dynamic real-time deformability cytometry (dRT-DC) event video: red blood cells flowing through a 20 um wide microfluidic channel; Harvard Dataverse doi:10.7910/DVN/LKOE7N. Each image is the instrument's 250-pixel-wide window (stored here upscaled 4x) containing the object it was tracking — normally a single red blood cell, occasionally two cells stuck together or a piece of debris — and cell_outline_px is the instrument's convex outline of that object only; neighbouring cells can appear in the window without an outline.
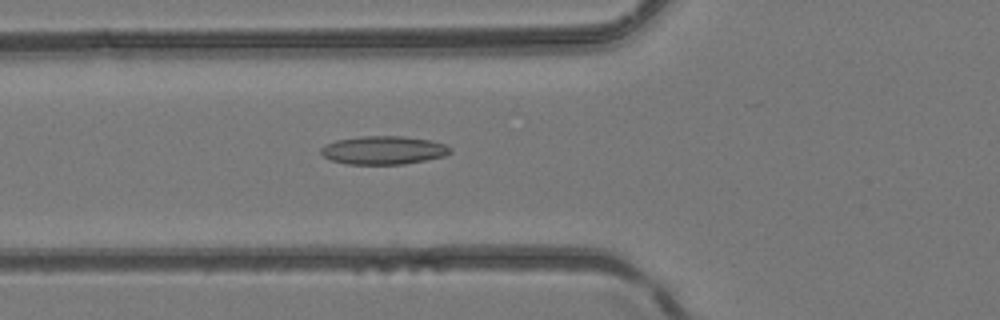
{"species": "common noctule bat (a hibernating species)", "species_latin": "Nyctalus noctula", "temperature_condition": "room temperature", "stored_images_in_passage": 47, "camera_frame_rate_fps": 3000, "um_per_image_px": 0.085, "animal": {"sex": "female", "body_mass_g": 24.6, "forearm_length_mm": 56.2}, "frame": {"image": 1, "passage_image": 18, "time_ms": 5.667, "image_size_px": [1000, 320], "cell_outline_px": [[452, 152], [444, 156], [404, 164], [348, 164], [332, 160], [324, 156], [320, 152], [320, 148], [324, 144], [336, 140], [360, 136], [404, 136], [432, 140], [444, 144], [452, 148]], "centroid_in_image_um": [32.6, 12.75], "position_along_channel_um": 93.2, "area_um2": 21.44}}
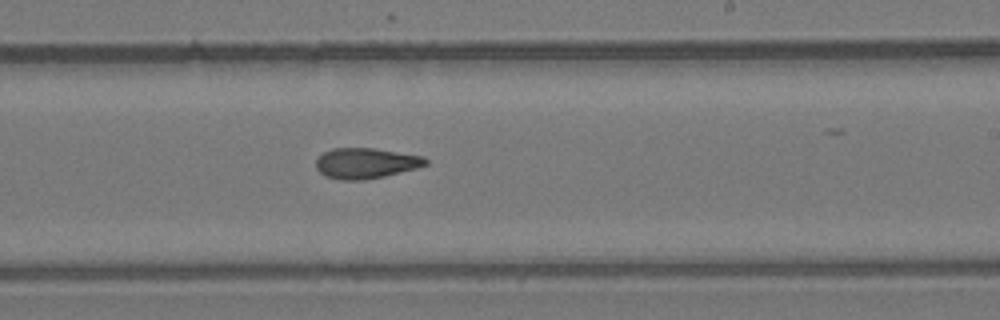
{"frame": {"image": 2, "passage_image": 29, "time_ms": 9.333, "image_size_px": [1000, 320], "cell_outline_px": [[428, 164], [416, 168], [384, 176], [364, 180], [340, 180], [324, 176], [316, 168], [316, 160], [324, 152], [332, 148], [372, 148], [424, 156], [428, 160]], "centroid_in_image_um": [31.08, 13.87], "position_along_channel_um": 257.9, "area_um2": 19.48}}
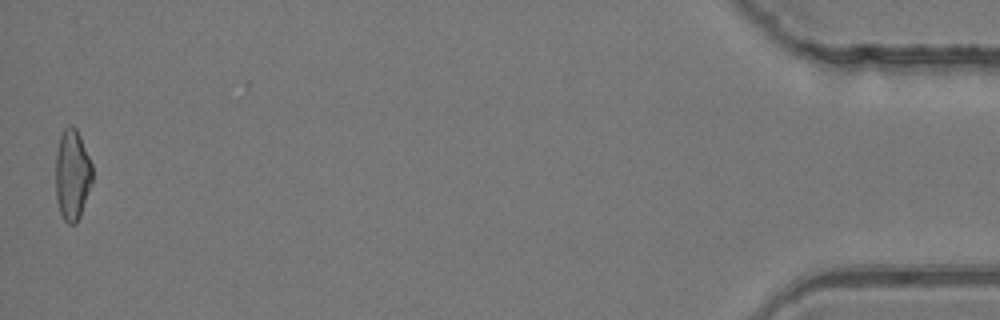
{"frame": {"image": 3, "passage_image": 47, "time_ms": 15.333, "image_size_px": [1000, 320], "cell_outline_px": [[92, 184], [80, 216], [76, 224], [68, 224], [64, 220], [60, 212], [56, 200], [56, 152], [60, 136], [64, 128], [68, 124], [72, 124], [76, 128], [80, 136], [92, 164]], "centroid_in_image_um": [6.14, 14.85], "position_along_channel_um": 429.1, "area_um2": 19.59}}